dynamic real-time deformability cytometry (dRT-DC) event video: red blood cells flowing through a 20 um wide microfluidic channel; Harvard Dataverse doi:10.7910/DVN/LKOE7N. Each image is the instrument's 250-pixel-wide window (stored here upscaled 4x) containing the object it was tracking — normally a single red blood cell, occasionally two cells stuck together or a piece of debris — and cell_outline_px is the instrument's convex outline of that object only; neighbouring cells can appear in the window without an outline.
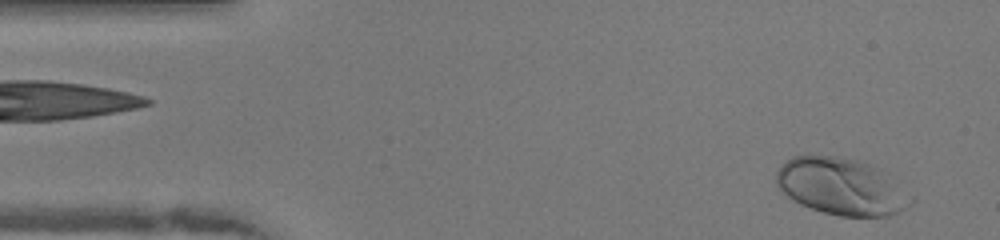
{"species": "human", "species_latin": "Homo sapiens", "temperature_condition": "warm", "stored_images_in_passage": 48, "camera_frame_rate_fps": 3000, "um_per_image_px": 0.085, "donor": {"sex": "female"}, "frame": {"image": 1, "passage_image": 2, "time_ms": 0.333, "image_size_px": [1000, 240], "cell_outline_px": [[916, 200], [904, 208], [888, 216], [840, 216], [824, 212], [800, 204], [792, 200], [776, 184], [776, 172], [792, 156], [836, 156], [856, 160], [884, 168]], "centroid_in_image_um": [71.58, 15.85], "position_along_channel_um": 13.4, "area_um2": 44.68}}
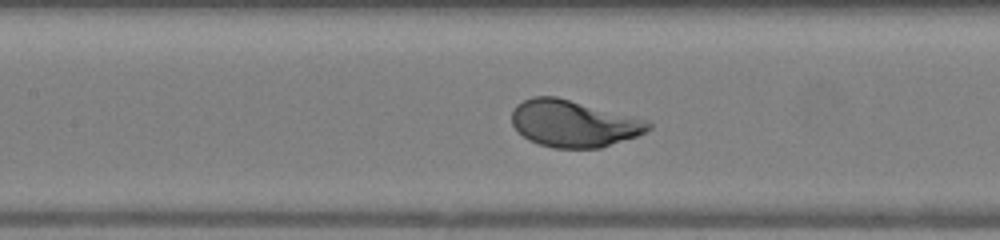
{"frame": {"image": 2, "passage_image": 20, "time_ms": 6.333, "image_size_px": [1000, 240], "cell_outline_px": [[652, 128], [636, 136], [600, 148], [552, 148], [528, 140], [516, 132], [512, 124], [512, 112], [516, 104], [532, 96], [556, 96], [648, 120], [652, 124]], "centroid_in_image_um": [48.72, 10.5], "position_along_channel_um": 158.7, "area_um2": 37.34}}
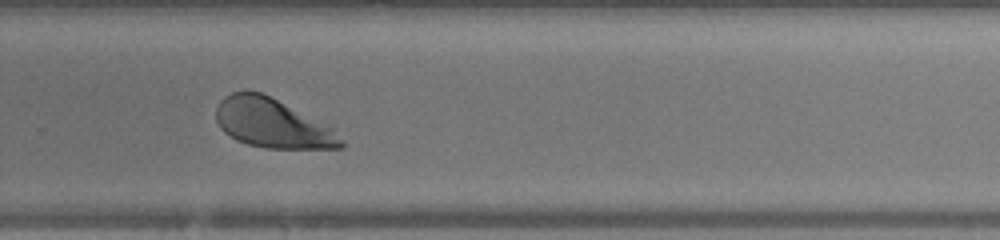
{"frame": {"image": 3, "passage_image": 31, "time_ms": 10.0, "image_size_px": [1000, 240], "cell_outline_px": [[344, 148], [264, 148], [248, 144], [236, 140], [224, 132], [220, 128], [216, 120], [216, 108], [220, 100], [224, 96], [232, 92], [260, 92], [332, 124], [344, 140]], "centroid_in_image_um": [23.23, 10.49], "position_along_channel_um": 306.6, "area_um2": 36.36}, "authors_computed_cell_mechanics": {"area_um2": 37.7145, "velocity_mm_per_s": 4.0497, "shape_relaxation_time_tau1_ms": 1.5762, "shape_relaxation_time_tau2_ms": null, "deformation_change_tau1": 0.1384, "deformation_change_tau2": null}}